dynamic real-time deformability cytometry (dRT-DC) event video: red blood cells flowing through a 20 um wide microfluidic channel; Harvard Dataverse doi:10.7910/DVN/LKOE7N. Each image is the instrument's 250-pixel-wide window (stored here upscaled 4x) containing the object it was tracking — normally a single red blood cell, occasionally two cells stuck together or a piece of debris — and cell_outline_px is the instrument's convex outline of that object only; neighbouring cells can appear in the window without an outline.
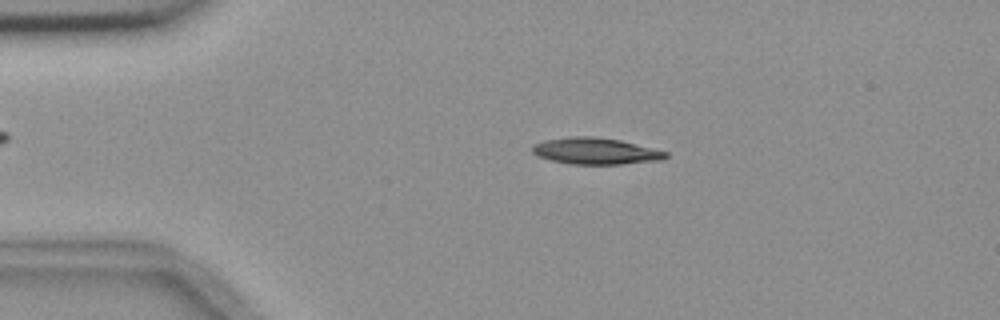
{"species": "common noctule bat (a hibernating species)", "species_latin": "Nyctalus noctula", "temperature_condition": "room temperature", "stored_images_in_passage": 3, "camera_frame_rate_fps": 3000, "um_per_image_px": 0.085, "animal": {"sex": "female", "body_mass_g": 18.4}, "frame": {"image": 1, "passage_image": 2, "time_ms": 2.0, "image_size_px": [1000, 320], "cell_outline_px": [[668, 156], [664, 160], [620, 164], [572, 164], [552, 160], [536, 156], [532, 152], [532, 144], [544, 140], [568, 136], [592, 136], [620, 140], [668, 152]], "centroid_in_image_um": [50.6, 12.83], "position_along_channel_um": 34.4, "area_um2": 20.69}}